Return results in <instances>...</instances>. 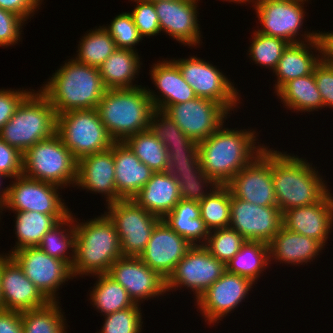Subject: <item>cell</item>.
<instances>
[{"label":"cell","instance_id":"obj_1","mask_svg":"<svg viewBox=\"0 0 333 333\" xmlns=\"http://www.w3.org/2000/svg\"><path fill=\"white\" fill-rule=\"evenodd\" d=\"M257 133L246 129H229L222 125L198 143L202 170L219 185H226L242 168L266 147L257 141Z\"/></svg>","mask_w":333,"mask_h":333},{"label":"cell","instance_id":"obj_2","mask_svg":"<svg viewBox=\"0 0 333 333\" xmlns=\"http://www.w3.org/2000/svg\"><path fill=\"white\" fill-rule=\"evenodd\" d=\"M272 149L271 172L276 203L281 213L315 204L331 191L315 166L313 168L306 159Z\"/></svg>","mask_w":333,"mask_h":333},{"label":"cell","instance_id":"obj_3","mask_svg":"<svg viewBox=\"0 0 333 333\" xmlns=\"http://www.w3.org/2000/svg\"><path fill=\"white\" fill-rule=\"evenodd\" d=\"M69 60L39 90L57 115L70 110L94 109L107 90L97 67L74 58Z\"/></svg>","mask_w":333,"mask_h":333},{"label":"cell","instance_id":"obj_4","mask_svg":"<svg viewBox=\"0 0 333 333\" xmlns=\"http://www.w3.org/2000/svg\"><path fill=\"white\" fill-rule=\"evenodd\" d=\"M74 220L73 277L108 273L111 265L123 257L114 224L105 213L84 223Z\"/></svg>","mask_w":333,"mask_h":333},{"label":"cell","instance_id":"obj_5","mask_svg":"<svg viewBox=\"0 0 333 333\" xmlns=\"http://www.w3.org/2000/svg\"><path fill=\"white\" fill-rule=\"evenodd\" d=\"M97 112L115 142L147 130L154 106L146 87L107 89L98 103Z\"/></svg>","mask_w":333,"mask_h":333},{"label":"cell","instance_id":"obj_6","mask_svg":"<svg viewBox=\"0 0 333 333\" xmlns=\"http://www.w3.org/2000/svg\"><path fill=\"white\" fill-rule=\"evenodd\" d=\"M57 114L48 99L32 90L1 128L0 138L24 153L37 142L56 134Z\"/></svg>","mask_w":333,"mask_h":333},{"label":"cell","instance_id":"obj_7","mask_svg":"<svg viewBox=\"0 0 333 333\" xmlns=\"http://www.w3.org/2000/svg\"><path fill=\"white\" fill-rule=\"evenodd\" d=\"M78 160L65 147L56 133L41 140L23 153V175L55 184L75 187Z\"/></svg>","mask_w":333,"mask_h":333},{"label":"cell","instance_id":"obj_8","mask_svg":"<svg viewBox=\"0 0 333 333\" xmlns=\"http://www.w3.org/2000/svg\"><path fill=\"white\" fill-rule=\"evenodd\" d=\"M56 133L77 160L108 150L115 143L96 108L58 114Z\"/></svg>","mask_w":333,"mask_h":333},{"label":"cell","instance_id":"obj_9","mask_svg":"<svg viewBox=\"0 0 333 333\" xmlns=\"http://www.w3.org/2000/svg\"><path fill=\"white\" fill-rule=\"evenodd\" d=\"M304 2L306 0H253V8L262 26L261 29L258 27L257 32L282 38L290 44L318 39L320 31H312V33L304 31L303 34L300 30L306 14ZM299 31L302 32L303 40L300 37L297 39Z\"/></svg>","mask_w":333,"mask_h":333},{"label":"cell","instance_id":"obj_10","mask_svg":"<svg viewBox=\"0 0 333 333\" xmlns=\"http://www.w3.org/2000/svg\"><path fill=\"white\" fill-rule=\"evenodd\" d=\"M104 212L118 234L123 256L139 255L145 250L160 217L139 206L133 199H121L107 204Z\"/></svg>","mask_w":333,"mask_h":333},{"label":"cell","instance_id":"obj_11","mask_svg":"<svg viewBox=\"0 0 333 333\" xmlns=\"http://www.w3.org/2000/svg\"><path fill=\"white\" fill-rule=\"evenodd\" d=\"M13 179L8 186V194L0 213L7 208L12 211H36L53 215L59 222L71 214L57 190L64 188L28 178L23 174Z\"/></svg>","mask_w":333,"mask_h":333},{"label":"cell","instance_id":"obj_12","mask_svg":"<svg viewBox=\"0 0 333 333\" xmlns=\"http://www.w3.org/2000/svg\"><path fill=\"white\" fill-rule=\"evenodd\" d=\"M183 79L193 88L197 97L207 98L224 105L229 111L240 104L239 90L219 68L197 56L172 60Z\"/></svg>","mask_w":333,"mask_h":333},{"label":"cell","instance_id":"obj_13","mask_svg":"<svg viewBox=\"0 0 333 333\" xmlns=\"http://www.w3.org/2000/svg\"><path fill=\"white\" fill-rule=\"evenodd\" d=\"M225 271L226 264L214 258L203 245L192 246L166 279V292L187 287L197 301Z\"/></svg>","mask_w":333,"mask_h":333},{"label":"cell","instance_id":"obj_14","mask_svg":"<svg viewBox=\"0 0 333 333\" xmlns=\"http://www.w3.org/2000/svg\"><path fill=\"white\" fill-rule=\"evenodd\" d=\"M10 256L50 302H57L59 287L73 279L71 267L65 261L48 255L38 246L24 247Z\"/></svg>","mask_w":333,"mask_h":333},{"label":"cell","instance_id":"obj_15","mask_svg":"<svg viewBox=\"0 0 333 333\" xmlns=\"http://www.w3.org/2000/svg\"><path fill=\"white\" fill-rule=\"evenodd\" d=\"M163 112L198 143L224 125V120L231 114L224 105L200 97L170 105Z\"/></svg>","mask_w":333,"mask_h":333},{"label":"cell","instance_id":"obj_16","mask_svg":"<svg viewBox=\"0 0 333 333\" xmlns=\"http://www.w3.org/2000/svg\"><path fill=\"white\" fill-rule=\"evenodd\" d=\"M232 196L259 206H277L271 172V149L266 146L227 184Z\"/></svg>","mask_w":333,"mask_h":333},{"label":"cell","instance_id":"obj_17","mask_svg":"<svg viewBox=\"0 0 333 333\" xmlns=\"http://www.w3.org/2000/svg\"><path fill=\"white\" fill-rule=\"evenodd\" d=\"M282 226L277 206H259L231 195L230 225L247 241L269 244Z\"/></svg>","mask_w":333,"mask_h":333},{"label":"cell","instance_id":"obj_18","mask_svg":"<svg viewBox=\"0 0 333 333\" xmlns=\"http://www.w3.org/2000/svg\"><path fill=\"white\" fill-rule=\"evenodd\" d=\"M252 281L241 275L230 273L227 270L212 284L199 298L195 305L207 324H215L226 317L236 307H239L242 300L252 289Z\"/></svg>","mask_w":333,"mask_h":333},{"label":"cell","instance_id":"obj_19","mask_svg":"<svg viewBox=\"0 0 333 333\" xmlns=\"http://www.w3.org/2000/svg\"><path fill=\"white\" fill-rule=\"evenodd\" d=\"M128 292L135 304L159 297L166 292V280L139 257L123 256L117 259L107 273Z\"/></svg>","mask_w":333,"mask_h":333},{"label":"cell","instance_id":"obj_20","mask_svg":"<svg viewBox=\"0 0 333 333\" xmlns=\"http://www.w3.org/2000/svg\"><path fill=\"white\" fill-rule=\"evenodd\" d=\"M0 294L4 310L23 312L50 302L6 253L1 254Z\"/></svg>","mask_w":333,"mask_h":333},{"label":"cell","instance_id":"obj_21","mask_svg":"<svg viewBox=\"0 0 333 333\" xmlns=\"http://www.w3.org/2000/svg\"><path fill=\"white\" fill-rule=\"evenodd\" d=\"M192 246L161 219L139 258L166 280Z\"/></svg>","mask_w":333,"mask_h":333},{"label":"cell","instance_id":"obj_22","mask_svg":"<svg viewBox=\"0 0 333 333\" xmlns=\"http://www.w3.org/2000/svg\"><path fill=\"white\" fill-rule=\"evenodd\" d=\"M198 1L162 0L154 2L159 18L160 30L184 46L197 47L201 42L198 24Z\"/></svg>","mask_w":333,"mask_h":333},{"label":"cell","instance_id":"obj_23","mask_svg":"<svg viewBox=\"0 0 333 333\" xmlns=\"http://www.w3.org/2000/svg\"><path fill=\"white\" fill-rule=\"evenodd\" d=\"M333 194L330 191L317 203L288 209L282 213V226L314 238L324 246L333 228Z\"/></svg>","mask_w":333,"mask_h":333},{"label":"cell","instance_id":"obj_24","mask_svg":"<svg viewBox=\"0 0 333 333\" xmlns=\"http://www.w3.org/2000/svg\"><path fill=\"white\" fill-rule=\"evenodd\" d=\"M106 197V205L122 198L115 187V164L113 151L93 153L78 160L77 181L75 187ZM105 194V195H104Z\"/></svg>","mask_w":333,"mask_h":333},{"label":"cell","instance_id":"obj_25","mask_svg":"<svg viewBox=\"0 0 333 333\" xmlns=\"http://www.w3.org/2000/svg\"><path fill=\"white\" fill-rule=\"evenodd\" d=\"M156 63L149 71L152 83L156 86V90L159 89V95L150 89L147 90L154 109L164 111L170 105L187 102L197 97L172 59Z\"/></svg>","mask_w":333,"mask_h":333},{"label":"cell","instance_id":"obj_26","mask_svg":"<svg viewBox=\"0 0 333 333\" xmlns=\"http://www.w3.org/2000/svg\"><path fill=\"white\" fill-rule=\"evenodd\" d=\"M312 49L316 53L318 51V54L314 55ZM323 57L324 47L321 36L313 41L289 44L273 71L277 78L275 92L277 93L288 81L313 73Z\"/></svg>","mask_w":333,"mask_h":333},{"label":"cell","instance_id":"obj_27","mask_svg":"<svg viewBox=\"0 0 333 333\" xmlns=\"http://www.w3.org/2000/svg\"><path fill=\"white\" fill-rule=\"evenodd\" d=\"M110 149L114 156L116 192L122 199H132L154 172L124 142H115Z\"/></svg>","mask_w":333,"mask_h":333},{"label":"cell","instance_id":"obj_28","mask_svg":"<svg viewBox=\"0 0 333 333\" xmlns=\"http://www.w3.org/2000/svg\"><path fill=\"white\" fill-rule=\"evenodd\" d=\"M324 245L314 238L292 232L281 226L269 243L270 263L272 260L284 264L303 265L312 261L324 250Z\"/></svg>","mask_w":333,"mask_h":333},{"label":"cell","instance_id":"obj_29","mask_svg":"<svg viewBox=\"0 0 333 333\" xmlns=\"http://www.w3.org/2000/svg\"><path fill=\"white\" fill-rule=\"evenodd\" d=\"M132 199L148 212L163 219L181 199L179 184L168 171L154 172Z\"/></svg>","mask_w":333,"mask_h":333},{"label":"cell","instance_id":"obj_30","mask_svg":"<svg viewBox=\"0 0 333 333\" xmlns=\"http://www.w3.org/2000/svg\"><path fill=\"white\" fill-rule=\"evenodd\" d=\"M137 50L116 49L99 67V73L106 89H130L141 69Z\"/></svg>","mask_w":333,"mask_h":333},{"label":"cell","instance_id":"obj_31","mask_svg":"<svg viewBox=\"0 0 333 333\" xmlns=\"http://www.w3.org/2000/svg\"><path fill=\"white\" fill-rule=\"evenodd\" d=\"M163 220L193 246L206 243L210 231L201 219L199 202L180 199Z\"/></svg>","mask_w":333,"mask_h":333},{"label":"cell","instance_id":"obj_32","mask_svg":"<svg viewBox=\"0 0 333 333\" xmlns=\"http://www.w3.org/2000/svg\"><path fill=\"white\" fill-rule=\"evenodd\" d=\"M276 94L284 103V107L294 112H313L323 108L314 72L288 81Z\"/></svg>","mask_w":333,"mask_h":333},{"label":"cell","instance_id":"obj_33","mask_svg":"<svg viewBox=\"0 0 333 333\" xmlns=\"http://www.w3.org/2000/svg\"><path fill=\"white\" fill-rule=\"evenodd\" d=\"M269 262V244L246 240L234 257L226 263V270L255 283L262 271L268 268Z\"/></svg>","mask_w":333,"mask_h":333},{"label":"cell","instance_id":"obj_34","mask_svg":"<svg viewBox=\"0 0 333 333\" xmlns=\"http://www.w3.org/2000/svg\"><path fill=\"white\" fill-rule=\"evenodd\" d=\"M16 245L10 250L11 255L14 251L24 247H36L40 244L43 236L51 230L59 221L53 216L36 211H14Z\"/></svg>","mask_w":333,"mask_h":333},{"label":"cell","instance_id":"obj_35","mask_svg":"<svg viewBox=\"0 0 333 333\" xmlns=\"http://www.w3.org/2000/svg\"><path fill=\"white\" fill-rule=\"evenodd\" d=\"M94 276L98 279L89 300L103 316L135 305L126 289L107 273Z\"/></svg>","mask_w":333,"mask_h":333},{"label":"cell","instance_id":"obj_36","mask_svg":"<svg viewBox=\"0 0 333 333\" xmlns=\"http://www.w3.org/2000/svg\"><path fill=\"white\" fill-rule=\"evenodd\" d=\"M123 142L153 172L168 171L167 149L149 129L130 135Z\"/></svg>","mask_w":333,"mask_h":333},{"label":"cell","instance_id":"obj_37","mask_svg":"<svg viewBox=\"0 0 333 333\" xmlns=\"http://www.w3.org/2000/svg\"><path fill=\"white\" fill-rule=\"evenodd\" d=\"M38 247L48 255L61 259L72 267L75 259V226L73 213L71 212L68 217L49 230L43 236Z\"/></svg>","mask_w":333,"mask_h":333},{"label":"cell","instance_id":"obj_38","mask_svg":"<svg viewBox=\"0 0 333 333\" xmlns=\"http://www.w3.org/2000/svg\"><path fill=\"white\" fill-rule=\"evenodd\" d=\"M60 302H49L42 308L21 312L23 333H67Z\"/></svg>","mask_w":333,"mask_h":333},{"label":"cell","instance_id":"obj_39","mask_svg":"<svg viewBox=\"0 0 333 333\" xmlns=\"http://www.w3.org/2000/svg\"><path fill=\"white\" fill-rule=\"evenodd\" d=\"M99 27L82 36L78 55L74 58L77 62L98 68L117 49L107 30L103 26Z\"/></svg>","mask_w":333,"mask_h":333},{"label":"cell","instance_id":"obj_40","mask_svg":"<svg viewBox=\"0 0 333 333\" xmlns=\"http://www.w3.org/2000/svg\"><path fill=\"white\" fill-rule=\"evenodd\" d=\"M201 219L209 231L230 225L231 193L226 185L217 186L199 202Z\"/></svg>","mask_w":333,"mask_h":333},{"label":"cell","instance_id":"obj_41","mask_svg":"<svg viewBox=\"0 0 333 333\" xmlns=\"http://www.w3.org/2000/svg\"><path fill=\"white\" fill-rule=\"evenodd\" d=\"M248 50L249 57L255 64L274 71L284 50L290 44L278 37L267 36L255 30Z\"/></svg>","mask_w":333,"mask_h":333},{"label":"cell","instance_id":"obj_42","mask_svg":"<svg viewBox=\"0 0 333 333\" xmlns=\"http://www.w3.org/2000/svg\"><path fill=\"white\" fill-rule=\"evenodd\" d=\"M168 172L176 178L179 184V194L181 199L184 200L200 202L219 186V184L203 170ZM205 187H208L210 190L207 191L208 188L206 189Z\"/></svg>","mask_w":333,"mask_h":333},{"label":"cell","instance_id":"obj_43","mask_svg":"<svg viewBox=\"0 0 333 333\" xmlns=\"http://www.w3.org/2000/svg\"><path fill=\"white\" fill-rule=\"evenodd\" d=\"M148 129L165 145L167 152L178 146H198V142L183 133L178 125L163 111L156 109L153 111Z\"/></svg>","mask_w":333,"mask_h":333},{"label":"cell","instance_id":"obj_44","mask_svg":"<svg viewBox=\"0 0 333 333\" xmlns=\"http://www.w3.org/2000/svg\"><path fill=\"white\" fill-rule=\"evenodd\" d=\"M246 239L231 227L210 231L203 245L209 253L225 264L240 250Z\"/></svg>","mask_w":333,"mask_h":333},{"label":"cell","instance_id":"obj_45","mask_svg":"<svg viewBox=\"0 0 333 333\" xmlns=\"http://www.w3.org/2000/svg\"><path fill=\"white\" fill-rule=\"evenodd\" d=\"M140 305L135 304L123 310L104 316V324L98 333H141L142 313Z\"/></svg>","mask_w":333,"mask_h":333},{"label":"cell","instance_id":"obj_46","mask_svg":"<svg viewBox=\"0 0 333 333\" xmlns=\"http://www.w3.org/2000/svg\"><path fill=\"white\" fill-rule=\"evenodd\" d=\"M103 27L113 38L117 49L135 50L134 46L143 40L129 12L117 15L108 26Z\"/></svg>","mask_w":333,"mask_h":333},{"label":"cell","instance_id":"obj_47","mask_svg":"<svg viewBox=\"0 0 333 333\" xmlns=\"http://www.w3.org/2000/svg\"><path fill=\"white\" fill-rule=\"evenodd\" d=\"M136 2L132 12H129L133 18L140 36L150 38L161 33L159 18L155 10L154 2L145 0H131Z\"/></svg>","mask_w":333,"mask_h":333},{"label":"cell","instance_id":"obj_48","mask_svg":"<svg viewBox=\"0 0 333 333\" xmlns=\"http://www.w3.org/2000/svg\"><path fill=\"white\" fill-rule=\"evenodd\" d=\"M168 157V171L202 170L198 146L173 147Z\"/></svg>","mask_w":333,"mask_h":333},{"label":"cell","instance_id":"obj_49","mask_svg":"<svg viewBox=\"0 0 333 333\" xmlns=\"http://www.w3.org/2000/svg\"><path fill=\"white\" fill-rule=\"evenodd\" d=\"M24 23L21 17L0 8V47H8L20 42Z\"/></svg>","mask_w":333,"mask_h":333},{"label":"cell","instance_id":"obj_50","mask_svg":"<svg viewBox=\"0 0 333 333\" xmlns=\"http://www.w3.org/2000/svg\"><path fill=\"white\" fill-rule=\"evenodd\" d=\"M314 78L323 100V108H333V63L323 57L314 69Z\"/></svg>","mask_w":333,"mask_h":333},{"label":"cell","instance_id":"obj_51","mask_svg":"<svg viewBox=\"0 0 333 333\" xmlns=\"http://www.w3.org/2000/svg\"><path fill=\"white\" fill-rule=\"evenodd\" d=\"M0 173L13 179L23 174V154L0 138Z\"/></svg>","mask_w":333,"mask_h":333},{"label":"cell","instance_id":"obj_52","mask_svg":"<svg viewBox=\"0 0 333 333\" xmlns=\"http://www.w3.org/2000/svg\"><path fill=\"white\" fill-rule=\"evenodd\" d=\"M0 89V130L12 118L22 100L33 90Z\"/></svg>","mask_w":333,"mask_h":333},{"label":"cell","instance_id":"obj_53","mask_svg":"<svg viewBox=\"0 0 333 333\" xmlns=\"http://www.w3.org/2000/svg\"><path fill=\"white\" fill-rule=\"evenodd\" d=\"M42 2L43 0H0V8L16 14L27 22Z\"/></svg>","mask_w":333,"mask_h":333},{"label":"cell","instance_id":"obj_54","mask_svg":"<svg viewBox=\"0 0 333 333\" xmlns=\"http://www.w3.org/2000/svg\"><path fill=\"white\" fill-rule=\"evenodd\" d=\"M0 333H23L21 312L0 310Z\"/></svg>","mask_w":333,"mask_h":333},{"label":"cell","instance_id":"obj_55","mask_svg":"<svg viewBox=\"0 0 333 333\" xmlns=\"http://www.w3.org/2000/svg\"><path fill=\"white\" fill-rule=\"evenodd\" d=\"M320 36L323 41L324 57L326 59H333V32H321Z\"/></svg>","mask_w":333,"mask_h":333},{"label":"cell","instance_id":"obj_56","mask_svg":"<svg viewBox=\"0 0 333 333\" xmlns=\"http://www.w3.org/2000/svg\"><path fill=\"white\" fill-rule=\"evenodd\" d=\"M5 178H8V177L3 175L2 173H0V208L4 204L7 194H8V186L6 188L4 187V189L1 188V185L3 183L2 179L4 180Z\"/></svg>","mask_w":333,"mask_h":333},{"label":"cell","instance_id":"obj_57","mask_svg":"<svg viewBox=\"0 0 333 333\" xmlns=\"http://www.w3.org/2000/svg\"><path fill=\"white\" fill-rule=\"evenodd\" d=\"M223 1L234 2V3L236 2V3H238V4H239V3H240V4H241V3L246 4L247 2H248V3L252 2L253 0H223Z\"/></svg>","mask_w":333,"mask_h":333},{"label":"cell","instance_id":"obj_58","mask_svg":"<svg viewBox=\"0 0 333 333\" xmlns=\"http://www.w3.org/2000/svg\"><path fill=\"white\" fill-rule=\"evenodd\" d=\"M0 274H1V254H0ZM0 310H3V302L0 294Z\"/></svg>","mask_w":333,"mask_h":333},{"label":"cell","instance_id":"obj_59","mask_svg":"<svg viewBox=\"0 0 333 333\" xmlns=\"http://www.w3.org/2000/svg\"><path fill=\"white\" fill-rule=\"evenodd\" d=\"M145 1H149V2H157V1H162V0H145Z\"/></svg>","mask_w":333,"mask_h":333}]
</instances>
